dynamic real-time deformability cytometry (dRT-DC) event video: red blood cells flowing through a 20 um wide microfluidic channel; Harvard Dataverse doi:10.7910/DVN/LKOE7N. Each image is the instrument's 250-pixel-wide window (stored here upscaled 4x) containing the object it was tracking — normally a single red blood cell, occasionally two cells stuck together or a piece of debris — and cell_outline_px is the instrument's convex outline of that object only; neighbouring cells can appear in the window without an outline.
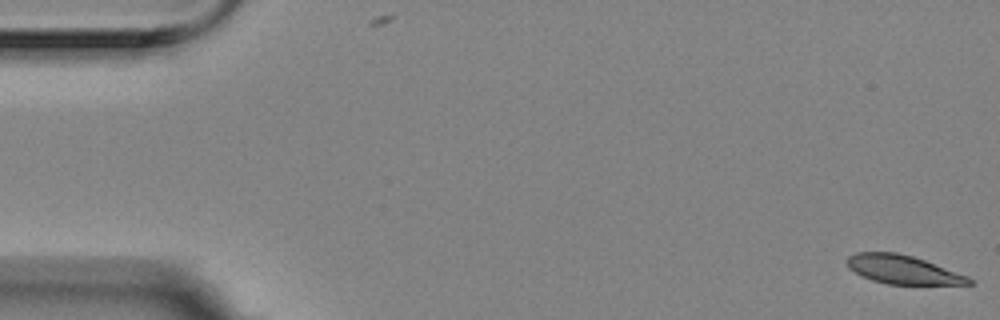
{"species": "Egyptian fruit bat (a non-hibernating species)", "species_latin": "Rousettus aegyptiacus", "temperature_condition": "room temperature", "stored_images_in_passage": 5, "camera_frame_rate_fps": 3000, "um_per_image_px": 0.085, "animal": {"sex": "female"}, "frame": {"image": 1, "passage_image": 1, "time_ms": 0.0, "image_size_px": [1000, 320], "cell_outline_px": [[972, 284], [888, 284], [872, 280], [848, 268], [848, 256], [856, 252], [896, 252], [912, 256], [924, 260], [968, 276], [972, 280]], "centroid_in_image_um": [76.73, 22.91], "position_along_channel_um": 8.3, "area_um2": 20.0}}
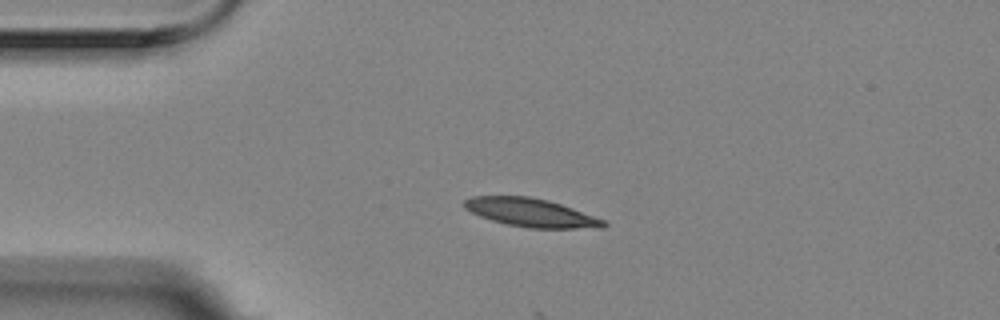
{"frame": {"image": 2, "passage_image": 3, "time_ms": 0.667, "image_size_px": [1000, 320], "cell_outline_px": [[608, 224], [604, 228], [528, 228], [508, 224], [492, 220], [480, 216], [464, 208], [464, 200], [472, 196], [532, 196], [548, 200], [572, 208], [604, 220]], "centroid_in_image_um": [45.13, 18.07], "position_along_channel_um": 39.9, "area_um2": 22.89}}